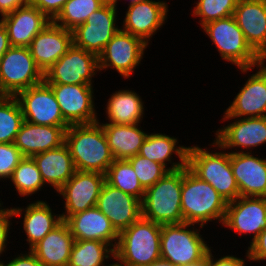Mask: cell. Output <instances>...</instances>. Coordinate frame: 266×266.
Returning <instances> with one entry per match:
<instances>
[{
    "label": "cell",
    "instance_id": "46",
    "mask_svg": "<svg viewBox=\"0 0 266 266\" xmlns=\"http://www.w3.org/2000/svg\"><path fill=\"white\" fill-rule=\"evenodd\" d=\"M10 47L7 29L0 21V59Z\"/></svg>",
    "mask_w": 266,
    "mask_h": 266
},
{
    "label": "cell",
    "instance_id": "8",
    "mask_svg": "<svg viewBox=\"0 0 266 266\" xmlns=\"http://www.w3.org/2000/svg\"><path fill=\"white\" fill-rule=\"evenodd\" d=\"M43 81L29 47H10L0 59V96H16Z\"/></svg>",
    "mask_w": 266,
    "mask_h": 266
},
{
    "label": "cell",
    "instance_id": "44",
    "mask_svg": "<svg viewBox=\"0 0 266 266\" xmlns=\"http://www.w3.org/2000/svg\"><path fill=\"white\" fill-rule=\"evenodd\" d=\"M11 259L7 261L0 259V266H45L30 249H27L25 253L21 251L17 256H11Z\"/></svg>",
    "mask_w": 266,
    "mask_h": 266
},
{
    "label": "cell",
    "instance_id": "49",
    "mask_svg": "<svg viewBox=\"0 0 266 266\" xmlns=\"http://www.w3.org/2000/svg\"><path fill=\"white\" fill-rule=\"evenodd\" d=\"M184 266H207V255L203 260H201L199 262L189 264V265H184Z\"/></svg>",
    "mask_w": 266,
    "mask_h": 266
},
{
    "label": "cell",
    "instance_id": "11",
    "mask_svg": "<svg viewBox=\"0 0 266 266\" xmlns=\"http://www.w3.org/2000/svg\"><path fill=\"white\" fill-rule=\"evenodd\" d=\"M117 7L108 0L89 15L84 24L72 30L73 44L99 56L107 43L118 32Z\"/></svg>",
    "mask_w": 266,
    "mask_h": 266
},
{
    "label": "cell",
    "instance_id": "43",
    "mask_svg": "<svg viewBox=\"0 0 266 266\" xmlns=\"http://www.w3.org/2000/svg\"><path fill=\"white\" fill-rule=\"evenodd\" d=\"M250 261L259 262L266 261V229H264L256 240L247 247Z\"/></svg>",
    "mask_w": 266,
    "mask_h": 266
},
{
    "label": "cell",
    "instance_id": "22",
    "mask_svg": "<svg viewBox=\"0 0 266 266\" xmlns=\"http://www.w3.org/2000/svg\"><path fill=\"white\" fill-rule=\"evenodd\" d=\"M233 17L251 48L266 54V0H238Z\"/></svg>",
    "mask_w": 266,
    "mask_h": 266
},
{
    "label": "cell",
    "instance_id": "30",
    "mask_svg": "<svg viewBox=\"0 0 266 266\" xmlns=\"http://www.w3.org/2000/svg\"><path fill=\"white\" fill-rule=\"evenodd\" d=\"M100 124L115 160L128 159L139 154L141 146L148 136V132L143 131L141 124Z\"/></svg>",
    "mask_w": 266,
    "mask_h": 266
},
{
    "label": "cell",
    "instance_id": "20",
    "mask_svg": "<svg viewBox=\"0 0 266 266\" xmlns=\"http://www.w3.org/2000/svg\"><path fill=\"white\" fill-rule=\"evenodd\" d=\"M73 45L72 31L50 21L31 41L29 50L43 74Z\"/></svg>",
    "mask_w": 266,
    "mask_h": 266
},
{
    "label": "cell",
    "instance_id": "47",
    "mask_svg": "<svg viewBox=\"0 0 266 266\" xmlns=\"http://www.w3.org/2000/svg\"><path fill=\"white\" fill-rule=\"evenodd\" d=\"M147 266H176V265H173L172 263H170L168 261L160 259V260H157L154 263H151L150 265H147Z\"/></svg>",
    "mask_w": 266,
    "mask_h": 266
},
{
    "label": "cell",
    "instance_id": "6",
    "mask_svg": "<svg viewBox=\"0 0 266 266\" xmlns=\"http://www.w3.org/2000/svg\"><path fill=\"white\" fill-rule=\"evenodd\" d=\"M184 168L168 172L147 188L141 201L142 217L157 224L183 222L181 192Z\"/></svg>",
    "mask_w": 266,
    "mask_h": 266
},
{
    "label": "cell",
    "instance_id": "34",
    "mask_svg": "<svg viewBox=\"0 0 266 266\" xmlns=\"http://www.w3.org/2000/svg\"><path fill=\"white\" fill-rule=\"evenodd\" d=\"M106 182L142 201L145 189L139 182L136 173L127 159L114 160L109 166Z\"/></svg>",
    "mask_w": 266,
    "mask_h": 266
},
{
    "label": "cell",
    "instance_id": "48",
    "mask_svg": "<svg viewBox=\"0 0 266 266\" xmlns=\"http://www.w3.org/2000/svg\"><path fill=\"white\" fill-rule=\"evenodd\" d=\"M113 262H109L105 266H127L125 263L121 262L115 255L112 258ZM116 261V262H115Z\"/></svg>",
    "mask_w": 266,
    "mask_h": 266
},
{
    "label": "cell",
    "instance_id": "13",
    "mask_svg": "<svg viewBox=\"0 0 266 266\" xmlns=\"http://www.w3.org/2000/svg\"><path fill=\"white\" fill-rule=\"evenodd\" d=\"M105 182V174L77 170L56 193L64 200L65 211L61 214L62 221H66L71 215L95 207Z\"/></svg>",
    "mask_w": 266,
    "mask_h": 266
},
{
    "label": "cell",
    "instance_id": "10",
    "mask_svg": "<svg viewBox=\"0 0 266 266\" xmlns=\"http://www.w3.org/2000/svg\"><path fill=\"white\" fill-rule=\"evenodd\" d=\"M222 121L229 123L214 132V140L229 153H252L253 149L257 150V147L264 144L266 146V116L222 117Z\"/></svg>",
    "mask_w": 266,
    "mask_h": 266
},
{
    "label": "cell",
    "instance_id": "2",
    "mask_svg": "<svg viewBox=\"0 0 266 266\" xmlns=\"http://www.w3.org/2000/svg\"><path fill=\"white\" fill-rule=\"evenodd\" d=\"M65 144L76 170L106 174L115 160L99 122L70 125L65 132Z\"/></svg>",
    "mask_w": 266,
    "mask_h": 266
},
{
    "label": "cell",
    "instance_id": "1",
    "mask_svg": "<svg viewBox=\"0 0 266 266\" xmlns=\"http://www.w3.org/2000/svg\"><path fill=\"white\" fill-rule=\"evenodd\" d=\"M208 145L218 151H210V148H202L197 144L189 146L188 169L202 181L208 182L227 203L236 200L239 197V188L230 164V153L214 139Z\"/></svg>",
    "mask_w": 266,
    "mask_h": 266
},
{
    "label": "cell",
    "instance_id": "16",
    "mask_svg": "<svg viewBox=\"0 0 266 266\" xmlns=\"http://www.w3.org/2000/svg\"><path fill=\"white\" fill-rule=\"evenodd\" d=\"M15 97L25 121L39 125L70 126L62 116L52 88L45 81L20 91Z\"/></svg>",
    "mask_w": 266,
    "mask_h": 266
},
{
    "label": "cell",
    "instance_id": "18",
    "mask_svg": "<svg viewBox=\"0 0 266 266\" xmlns=\"http://www.w3.org/2000/svg\"><path fill=\"white\" fill-rule=\"evenodd\" d=\"M256 68L255 73L247 76L246 83L225 109L223 117L266 116V63H261Z\"/></svg>",
    "mask_w": 266,
    "mask_h": 266
},
{
    "label": "cell",
    "instance_id": "17",
    "mask_svg": "<svg viewBox=\"0 0 266 266\" xmlns=\"http://www.w3.org/2000/svg\"><path fill=\"white\" fill-rule=\"evenodd\" d=\"M168 3L166 0H142L129 5L120 29L151 45V38L167 22L170 11Z\"/></svg>",
    "mask_w": 266,
    "mask_h": 266
},
{
    "label": "cell",
    "instance_id": "27",
    "mask_svg": "<svg viewBox=\"0 0 266 266\" xmlns=\"http://www.w3.org/2000/svg\"><path fill=\"white\" fill-rule=\"evenodd\" d=\"M44 184L57 192L77 171L66 144L34 155Z\"/></svg>",
    "mask_w": 266,
    "mask_h": 266
},
{
    "label": "cell",
    "instance_id": "28",
    "mask_svg": "<svg viewBox=\"0 0 266 266\" xmlns=\"http://www.w3.org/2000/svg\"><path fill=\"white\" fill-rule=\"evenodd\" d=\"M178 143L179 140L176 136L173 137L162 132L155 133L154 131V133H148L146 140L141 146L139 155L162 164L169 171L180 170L187 166L189 146H182ZM174 155L179 159L177 162H174Z\"/></svg>",
    "mask_w": 266,
    "mask_h": 266
},
{
    "label": "cell",
    "instance_id": "4",
    "mask_svg": "<svg viewBox=\"0 0 266 266\" xmlns=\"http://www.w3.org/2000/svg\"><path fill=\"white\" fill-rule=\"evenodd\" d=\"M203 33L215 45L221 59L236 66L244 75L253 72L262 58L251 48L233 16L204 25Z\"/></svg>",
    "mask_w": 266,
    "mask_h": 266
},
{
    "label": "cell",
    "instance_id": "12",
    "mask_svg": "<svg viewBox=\"0 0 266 266\" xmlns=\"http://www.w3.org/2000/svg\"><path fill=\"white\" fill-rule=\"evenodd\" d=\"M99 72L98 56L73 44L44 73V81L47 84L93 85V78Z\"/></svg>",
    "mask_w": 266,
    "mask_h": 266
},
{
    "label": "cell",
    "instance_id": "37",
    "mask_svg": "<svg viewBox=\"0 0 266 266\" xmlns=\"http://www.w3.org/2000/svg\"><path fill=\"white\" fill-rule=\"evenodd\" d=\"M238 0H197L193 3L191 15L199 17L202 28L209 22L233 16Z\"/></svg>",
    "mask_w": 266,
    "mask_h": 266
},
{
    "label": "cell",
    "instance_id": "14",
    "mask_svg": "<svg viewBox=\"0 0 266 266\" xmlns=\"http://www.w3.org/2000/svg\"><path fill=\"white\" fill-rule=\"evenodd\" d=\"M56 97L64 120L69 125L98 122L94 85L48 84ZM96 109V110H95Z\"/></svg>",
    "mask_w": 266,
    "mask_h": 266
},
{
    "label": "cell",
    "instance_id": "25",
    "mask_svg": "<svg viewBox=\"0 0 266 266\" xmlns=\"http://www.w3.org/2000/svg\"><path fill=\"white\" fill-rule=\"evenodd\" d=\"M65 222L74 240H98L109 244L115 250L119 233L96 206L71 215Z\"/></svg>",
    "mask_w": 266,
    "mask_h": 266
},
{
    "label": "cell",
    "instance_id": "40",
    "mask_svg": "<svg viewBox=\"0 0 266 266\" xmlns=\"http://www.w3.org/2000/svg\"><path fill=\"white\" fill-rule=\"evenodd\" d=\"M12 218V220H11ZM14 218L12 207H4L2 200L0 201V257L9 248L7 244L10 243L8 240L11 238L10 230L12 221ZM10 233V234H9ZM10 236V237H9Z\"/></svg>",
    "mask_w": 266,
    "mask_h": 266
},
{
    "label": "cell",
    "instance_id": "33",
    "mask_svg": "<svg viewBox=\"0 0 266 266\" xmlns=\"http://www.w3.org/2000/svg\"><path fill=\"white\" fill-rule=\"evenodd\" d=\"M9 180L21 198L31 197L42 191L41 189L44 187H48L44 184L37 164L32 157H24L14 169Z\"/></svg>",
    "mask_w": 266,
    "mask_h": 266
},
{
    "label": "cell",
    "instance_id": "21",
    "mask_svg": "<svg viewBox=\"0 0 266 266\" xmlns=\"http://www.w3.org/2000/svg\"><path fill=\"white\" fill-rule=\"evenodd\" d=\"M255 153H230L239 196L266 197V157Z\"/></svg>",
    "mask_w": 266,
    "mask_h": 266
},
{
    "label": "cell",
    "instance_id": "7",
    "mask_svg": "<svg viewBox=\"0 0 266 266\" xmlns=\"http://www.w3.org/2000/svg\"><path fill=\"white\" fill-rule=\"evenodd\" d=\"M201 228L204 227L185 222L161 225V259L176 266L203 260L213 247L200 234Z\"/></svg>",
    "mask_w": 266,
    "mask_h": 266
},
{
    "label": "cell",
    "instance_id": "9",
    "mask_svg": "<svg viewBox=\"0 0 266 266\" xmlns=\"http://www.w3.org/2000/svg\"><path fill=\"white\" fill-rule=\"evenodd\" d=\"M147 47L140 38L119 29L98 56L99 71L113 69L130 80L145 57Z\"/></svg>",
    "mask_w": 266,
    "mask_h": 266
},
{
    "label": "cell",
    "instance_id": "51",
    "mask_svg": "<svg viewBox=\"0 0 266 266\" xmlns=\"http://www.w3.org/2000/svg\"><path fill=\"white\" fill-rule=\"evenodd\" d=\"M266 62V54L262 57V63Z\"/></svg>",
    "mask_w": 266,
    "mask_h": 266
},
{
    "label": "cell",
    "instance_id": "15",
    "mask_svg": "<svg viewBox=\"0 0 266 266\" xmlns=\"http://www.w3.org/2000/svg\"><path fill=\"white\" fill-rule=\"evenodd\" d=\"M222 227L237 232L241 237L251 235V245L266 229V197L239 196L228 202Z\"/></svg>",
    "mask_w": 266,
    "mask_h": 266
},
{
    "label": "cell",
    "instance_id": "35",
    "mask_svg": "<svg viewBox=\"0 0 266 266\" xmlns=\"http://www.w3.org/2000/svg\"><path fill=\"white\" fill-rule=\"evenodd\" d=\"M108 0H68L53 22L67 30H74L84 24L91 13Z\"/></svg>",
    "mask_w": 266,
    "mask_h": 266
},
{
    "label": "cell",
    "instance_id": "19",
    "mask_svg": "<svg viewBox=\"0 0 266 266\" xmlns=\"http://www.w3.org/2000/svg\"><path fill=\"white\" fill-rule=\"evenodd\" d=\"M96 207L120 233L142 217L141 200L104 183Z\"/></svg>",
    "mask_w": 266,
    "mask_h": 266
},
{
    "label": "cell",
    "instance_id": "31",
    "mask_svg": "<svg viewBox=\"0 0 266 266\" xmlns=\"http://www.w3.org/2000/svg\"><path fill=\"white\" fill-rule=\"evenodd\" d=\"M121 89L109 95L107 100L105 118L106 122L99 123H113L134 125L141 124L143 116L145 117V105L141 96L134 90Z\"/></svg>",
    "mask_w": 266,
    "mask_h": 266
},
{
    "label": "cell",
    "instance_id": "23",
    "mask_svg": "<svg viewBox=\"0 0 266 266\" xmlns=\"http://www.w3.org/2000/svg\"><path fill=\"white\" fill-rule=\"evenodd\" d=\"M51 20L31 3L20 6L1 17L11 47H29L33 38Z\"/></svg>",
    "mask_w": 266,
    "mask_h": 266
},
{
    "label": "cell",
    "instance_id": "3",
    "mask_svg": "<svg viewBox=\"0 0 266 266\" xmlns=\"http://www.w3.org/2000/svg\"><path fill=\"white\" fill-rule=\"evenodd\" d=\"M227 202L208 183L184 167L181 192L183 222L207 226L209 222L222 225ZM218 220V221H217Z\"/></svg>",
    "mask_w": 266,
    "mask_h": 266
},
{
    "label": "cell",
    "instance_id": "38",
    "mask_svg": "<svg viewBox=\"0 0 266 266\" xmlns=\"http://www.w3.org/2000/svg\"><path fill=\"white\" fill-rule=\"evenodd\" d=\"M133 167L140 184L146 190L153 186L159 179L170 172L165 166L158 162L143 157L139 154L127 159Z\"/></svg>",
    "mask_w": 266,
    "mask_h": 266
},
{
    "label": "cell",
    "instance_id": "39",
    "mask_svg": "<svg viewBox=\"0 0 266 266\" xmlns=\"http://www.w3.org/2000/svg\"><path fill=\"white\" fill-rule=\"evenodd\" d=\"M23 158L14 143H0V180L9 181L14 169Z\"/></svg>",
    "mask_w": 266,
    "mask_h": 266
},
{
    "label": "cell",
    "instance_id": "26",
    "mask_svg": "<svg viewBox=\"0 0 266 266\" xmlns=\"http://www.w3.org/2000/svg\"><path fill=\"white\" fill-rule=\"evenodd\" d=\"M68 127L32 124L24 120L14 144L23 157H33L64 144Z\"/></svg>",
    "mask_w": 266,
    "mask_h": 266
},
{
    "label": "cell",
    "instance_id": "42",
    "mask_svg": "<svg viewBox=\"0 0 266 266\" xmlns=\"http://www.w3.org/2000/svg\"><path fill=\"white\" fill-rule=\"evenodd\" d=\"M68 0H30V3L53 21Z\"/></svg>",
    "mask_w": 266,
    "mask_h": 266
},
{
    "label": "cell",
    "instance_id": "45",
    "mask_svg": "<svg viewBox=\"0 0 266 266\" xmlns=\"http://www.w3.org/2000/svg\"><path fill=\"white\" fill-rule=\"evenodd\" d=\"M28 3L30 0H0V18Z\"/></svg>",
    "mask_w": 266,
    "mask_h": 266
},
{
    "label": "cell",
    "instance_id": "32",
    "mask_svg": "<svg viewBox=\"0 0 266 266\" xmlns=\"http://www.w3.org/2000/svg\"><path fill=\"white\" fill-rule=\"evenodd\" d=\"M114 255V249L105 242L74 240L68 266H105Z\"/></svg>",
    "mask_w": 266,
    "mask_h": 266
},
{
    "label": "cell",
    "instance_id": "50",
    "mask_svg": "<svg viewBox=\"0 0 266 266\" xmlns=\"http://www.w3.org/2000/svg\"><path fill=\"white\" fill-rule=\"evenodd\" d=\"M113 3H114V5L118 8V1H120V0H111ZM128 1V6L129 5H132V4H135V3H137V2H139V1H142V0H127Z\"/></svg>",
    "mask_w": 266,
    "mask_h": 266
},
{
    "label": "cell",
    "instance_id": "29",
    "mask_svg": "<svg viewBox=\"0 0 266 266\" xmlns=\"http://www.w3.org/2000/svg\"><path fill=\"white\" fill-rule=\"evenodd\" d=\"M73 243L70 228L62 221L30 250L45 266H68Z\"/></svg>",
    "mask_w": 266,
    "mask_h": 266
},
{
    "label": "cell",
    "instance_id": "24",
    "mask_svg": "<svg viewBox=\"0 0 266 266\" xmlns=\"http://www.w3.org/2000/svg\"><path fill=\"white\" fill-rule=\"evenodd\" d=\"M45 200L31 201L25 208L13 207L14 217H21L23 231L26 235L25 241L31 249L41 241L50 231L56 228L61 222V214H56Z\"/></svg>",
    "mask_w": 266,
    "mask_h": 266
},
{
    "label": "cell",
    "instance_id": "36",
    "mask_svg": "<svg viewBox=\"0 0 266 266\" xmlns=\"http://www.w3.org/2000/svg\"><path fill=\"white\" fill-rule=\"evenodd\" d=\"M24 121L15 96H0V143H14Z\"/></svg>",
    "mask_w": 266,
    "mask_h": 266
},
{
    "label": "cell",
    "instance_id": "5",
    "mask_svg": "<svg viewBox=\"0 0 266 266\" xmlns=\"http://www.w3.org/2000/svg\"><path fill=\"white\" fill-rule=\"evenodd\" d=\"M161 225L141 217L119 233L115 257L127 266H147L161 259Z\"/></svg>",
    "mask_w": 266,
    "mask_h": 266
},
{
    "label": "cell",
    "instance_id": "41",
    "mask_svg": "<svg viewBox=\"0 0 266 266\" xmlns=\"http://www.w3.org/2000/svg\"><path fill=\"white\" fill-rule=\"evenodd\" d=\"M214 249H210L207 253V266H247V263L250 262L249 254L246 248L245 259L239 258L236 255H225L220 258H216L212 253ZM247 262V263H246Z\"/></svg>",
    "mask_w": 266,
    "mask_h": 266
}]
</instances>
